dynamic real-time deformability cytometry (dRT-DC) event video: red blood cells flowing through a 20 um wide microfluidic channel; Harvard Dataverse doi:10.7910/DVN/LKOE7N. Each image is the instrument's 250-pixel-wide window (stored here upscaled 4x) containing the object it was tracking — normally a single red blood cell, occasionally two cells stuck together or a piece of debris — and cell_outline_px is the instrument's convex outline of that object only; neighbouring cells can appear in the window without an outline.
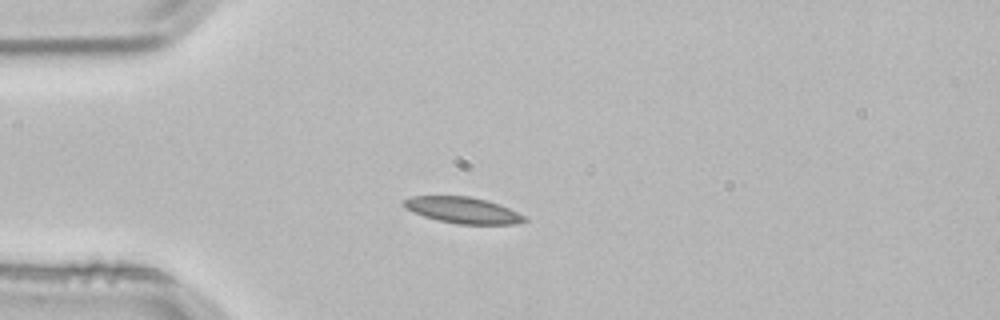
{"species": "common noctule bat (a hibernating species)", "species_latin": "Nyctalus noctula", "temperature_condition": "room temperature", "stored_images_in_passage": 1, "camera_frame_rate_fps": 3000, "um_per_image_px": 0.085, "animal": {"sex": "male", "body_mass_g": 21.5, "forearm_length_mm": 52.0}, "frame": {"image": 1, "passage_image": 1, "time_ms": 0.0, "image_size_px": [1000, 320], "cell_outline_px": [[528, 220], [516, 224], [456, 224], [424, 216], [412, 212], [404, 208], [404, 200], [412, 196], [472, 196], [488, 200], [508, 208], [524, 216]], "centroid_in_image_um": [39.33, 17.86], "position_along_channel_um": 45.7, "area_um2": 18.32}}